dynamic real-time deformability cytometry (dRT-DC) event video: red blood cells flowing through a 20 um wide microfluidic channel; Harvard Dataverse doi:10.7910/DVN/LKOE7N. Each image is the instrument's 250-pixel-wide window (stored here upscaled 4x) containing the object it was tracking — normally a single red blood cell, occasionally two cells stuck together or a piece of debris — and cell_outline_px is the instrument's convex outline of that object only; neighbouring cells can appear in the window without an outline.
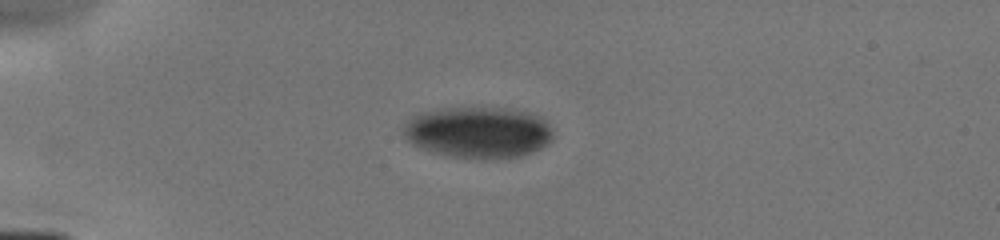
{"species": "human", "species_latin": "Homo sapiens", "temperature_condition": "cold", "stored_images_in_passage": 5, "camera_frame_rate_fps": 3000, "um_per_image_px": 0.085, "donor": {"sex": "male"}, "frame": {"image": 1, "passage_image": 3, "time_ms": 3.0, "image_size_px": [1000, 240], "cell_outline_px": [[552, 140], [548, 144], [524, 156], [480, 160], [476, 160], [448, 156], [432, 152], [420, 148], [408, 140], [400, 132], [400, 128], [412, 116], [420, 112], [444, 108], [504, 108], [528, 112], [540, 116], [552, 128]], "centroid_in_image_um": [40.62, 11.27], "position_along_channel_um": 44.4, "area_um2": 45.49}}